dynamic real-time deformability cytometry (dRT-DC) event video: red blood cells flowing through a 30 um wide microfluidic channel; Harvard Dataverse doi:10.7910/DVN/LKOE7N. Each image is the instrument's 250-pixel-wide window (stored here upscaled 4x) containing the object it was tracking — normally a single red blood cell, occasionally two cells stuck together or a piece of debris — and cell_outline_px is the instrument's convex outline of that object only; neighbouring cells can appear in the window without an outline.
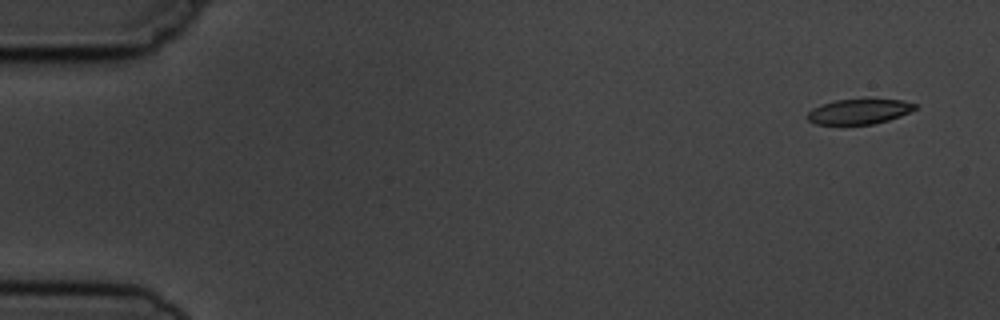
{"species": "common noctule bat (a hibernating species)", "species_latin": "Nyctalus noctula", "temperature_condition": "cold", "stored_images_in_passage": 6, "camera_frame_rate_fps": 3000, "um_per_image_px": 0.085, "animal": {"sex": "male", "body_mass_g": 19.5, "forearm_length_mm": 54.6}, "frame": {"image": 1, "passage_image": 1, "time_ms": 0.0, "image_size_px": [1000, 320], "cell_outline_px": [[916, 108], [900, 116], [888, 120], [872, 124], [816, 124], [808, 120], [804, 116], [812, 108], [820, 104], [836, 100], [904, 100], [916, 104]], "centroid_in_image_um": [72.96, 9.48], "position_along_channel_um": 12.0, "area_um2": 15.55}}
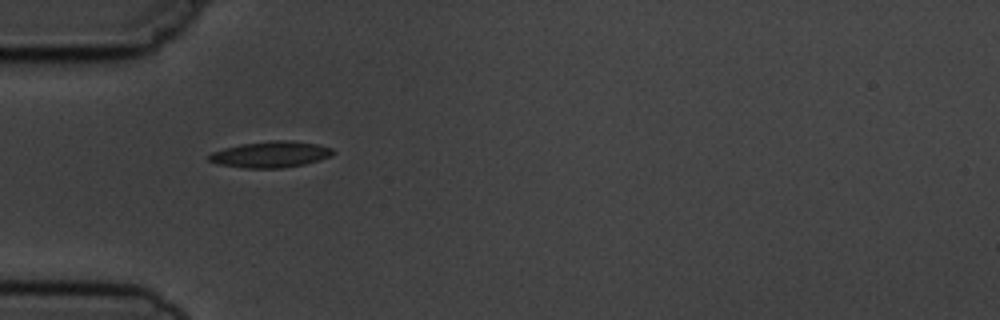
{"frame": {"image": 2, "passage_image": 5, "time_ms": 4.667, "image_size_px": [1000, 320], "cell_outline_px": [[336, 152], [332, 156], [320, 160], [304, 164], [284, 168], [244, 168], [216, 164], [208, 160], [208, 156], [212, 152], [224, 148], [240, 144], [272, 140], [292, 140], [316, 144], [332, 148]], "centroid_in_image_um": [23.01, 13.12], "position_along_channel_um": 62.0, "area_um2": 19.13}}
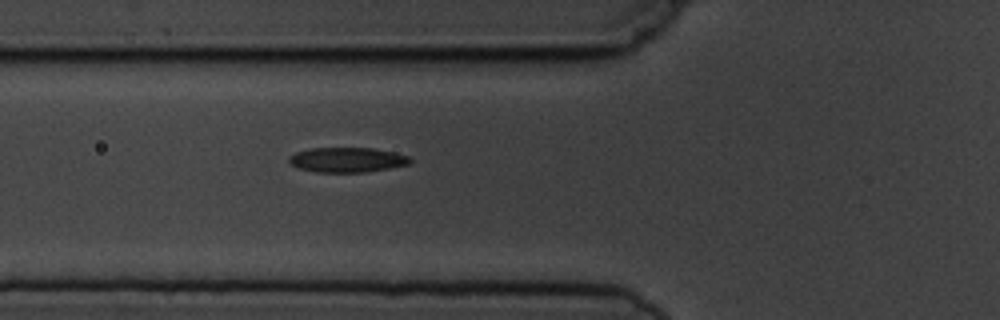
{"frame": {"image": 3, "passage_image": 6, "time_ms": 5.667, "image_size_px": [1000, 320], "cell_outline_px": [[412, 160], [408, 164], [388, 168], [364, 172], [316, 172], [300, 168], [292, 164], [288, 160], [288, 156], [296, 152], [308, 148], [372, 148], [392, 152], [408, 156]], "centroid_in_image_um": [29.47, 13.58], "position_along_channel_um": 96.3, "area_um2": 17.34}}